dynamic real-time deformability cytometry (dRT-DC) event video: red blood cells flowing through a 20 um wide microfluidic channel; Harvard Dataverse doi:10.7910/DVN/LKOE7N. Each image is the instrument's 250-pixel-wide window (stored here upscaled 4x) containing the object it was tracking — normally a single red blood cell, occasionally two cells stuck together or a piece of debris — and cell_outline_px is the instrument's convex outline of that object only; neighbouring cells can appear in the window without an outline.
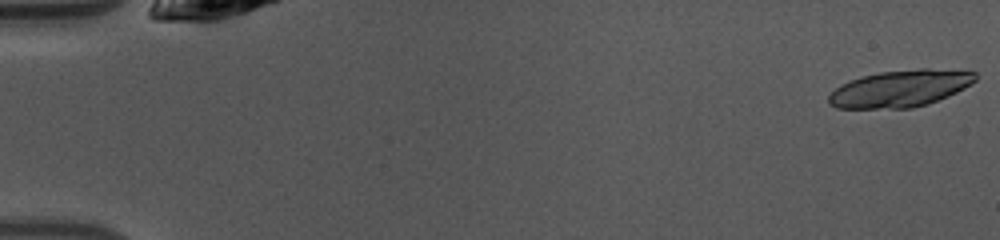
{"species": "common noctule bat (a hibernating species)", "species_latin": "Nyctalus noctula", "temperature_condition": "warm", "stored_images_in_passage": 48, "segment_of_instrument_passage": [1, 2], "camera_frame_rate_fps": 3000, "um_per_image_px": 0.085, "animal": {"sex": "female", "body_mass_g": 10.0, "forearm_length_mm": 53.1}, "frame": {"image": 1, "passage_image": 1, "time_ms": 0.0, "image_size_px": [1000, 240], "cell_outline_px": [[976, 80], [964, 88], [948, 96], [928, 104], [912, 108], [836, 108], [828, 104], [828, 96], [840, 84], [864, 76], [880, 72], [920, 68], [928, 68], [976, 72]], "centroid_in_image_um": [76.51, 7.53], "position_along_channel_um": 8.5, "area_um2": 31.39}}